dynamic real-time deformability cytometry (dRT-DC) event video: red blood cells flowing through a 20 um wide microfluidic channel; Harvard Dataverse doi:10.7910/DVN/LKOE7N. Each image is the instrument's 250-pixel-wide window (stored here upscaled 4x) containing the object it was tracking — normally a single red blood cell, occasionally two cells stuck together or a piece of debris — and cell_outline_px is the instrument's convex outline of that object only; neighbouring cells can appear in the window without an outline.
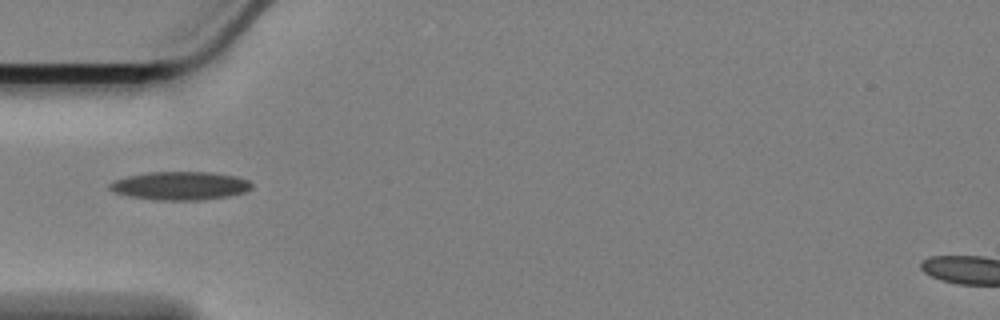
{"species": "Egyptian fruit bat (a non-hibernating species)", "species_latin": "Rousettus aegyptiacus", "temperature_condition": "cold", "stored_images_in_passage": 12, "camera_frame_rate_fps": 3000, "um_per_image_px": 0.085, "animal": {"sex": "female"}, "frame": {"image": 1, "passage_image": 1, "time_ms": 0.0, "image_size_px": [1000, 320], "cell_outline_px": [[252, 188], [244, 192], [228, 196], [200, 200], [156, 200], [128, 196], [116, 192], [108, 188], [108, 184], [116, 180], [128, 176], [148, 172], [212, 172], [236, 176], [248, 180], [252, 184]], "centroid_in_image_um": [15.32, 15.79], "position_along_channel_um": 69.7, "area_um2": 23.41}}
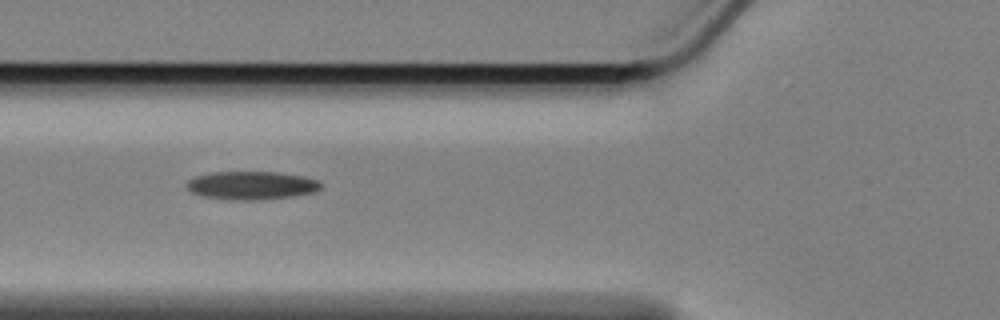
{"frame": {"image": 2, "passage_image": 4, "time_ms": 1.0, "image_size_px": [1000, 320], "cell_outline_px": [[320, 188], [316, 192], [292, 196], [260, 200], [228, 200], [204, 196], [192, 192], [188, 188], [188, 180], [196, 176], [212, 172], [276, 172], [304, 176], [316, 180], [320, 184]], "centroid_in_image_um": [21.39, 15.76], "position_along_channel_um": 104.4, "area_um2": 21.96}}
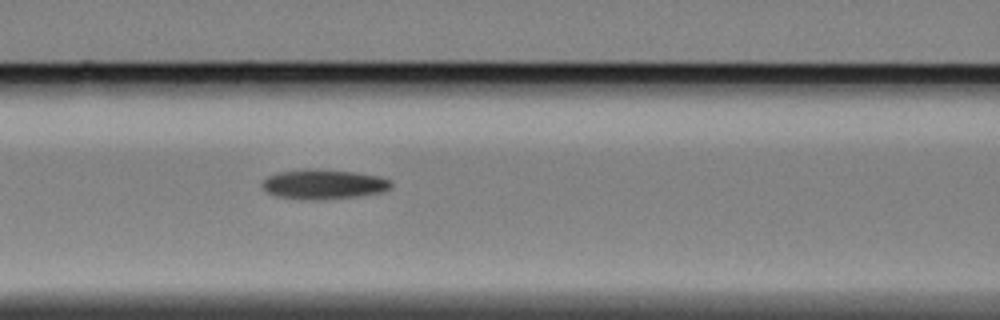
{"frame": {"image": 3, "passage_image": 7, "time_ms": 2.0, "image_size_px": [1000, 320], "cell_outline_px": [[392, 184], [384, 192], [360, 196], [320, 200], [276, 196], [268, 192], [260, 184], [268, 176], [280, 172], [308, 168], [352, 172], [380, 176], [388, 180]], "centroid_in_image_um": [27.51, 15.66], "position_along_channel_um": 139.1, "area_um2": 22.08}}